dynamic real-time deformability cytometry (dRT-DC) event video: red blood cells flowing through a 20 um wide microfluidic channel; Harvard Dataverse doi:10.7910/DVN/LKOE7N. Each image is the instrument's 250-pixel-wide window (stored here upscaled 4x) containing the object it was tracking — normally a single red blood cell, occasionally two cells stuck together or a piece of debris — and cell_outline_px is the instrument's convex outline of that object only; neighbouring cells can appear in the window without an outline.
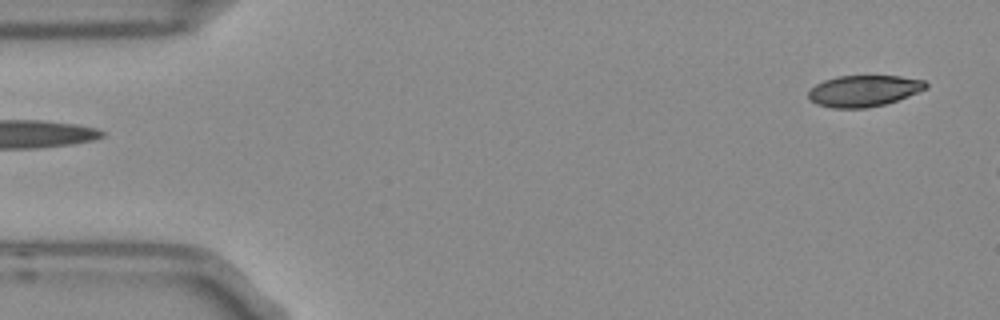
{"species": "Egyptian fruit bat (a non-hibernating species)", "species_latin": "Rousettus aegyptiacus", "temperature_condition": "room temperature", "stored_images_in_passage": 2, "segment_of_instrument_passage": [2, 2], "camera_frame_rate_fps": 3000, "um_per_image_px": 0.085, "frame": {"image": 1, "passage_image": 2, "time_ms": 0.333, "image_size_px": [1000, 320], "cell_outline_px": [[928, 88], [908, 96], [884, 104], [868, 108], [832, 108], [816, 104], [808, 96], [808, 92], [816, 84], [824, 80], [836, 76], [900, 76], [924, 80], [928, 84]], "centroid_in_image_um": [73.43, 7.72], "position_along_channel_um": 11.6, "area_um2": 21.39}}